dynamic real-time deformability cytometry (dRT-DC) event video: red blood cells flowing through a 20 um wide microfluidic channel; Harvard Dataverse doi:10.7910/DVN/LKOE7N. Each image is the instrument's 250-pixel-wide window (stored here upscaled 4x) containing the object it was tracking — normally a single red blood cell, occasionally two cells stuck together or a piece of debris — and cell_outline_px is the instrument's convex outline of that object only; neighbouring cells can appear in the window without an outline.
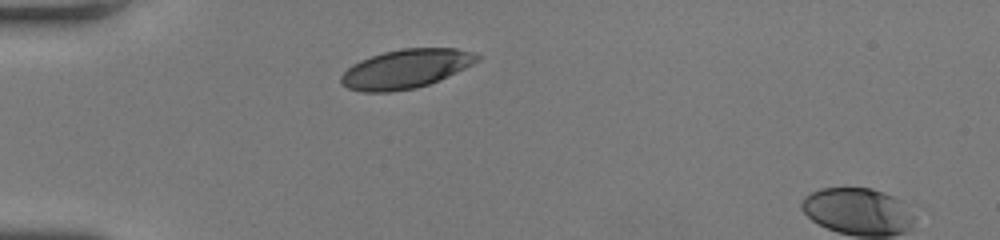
{"species": "human", "species_latin": "Homo sapiens", "temperature_condition": "room temperature", "stored_images_in_passage": 28, "camera_frame_rate_fps": 3000, "um_per_image_px": 0.085, "donor": {"sex": "female"}, "frame": {"image": 1, "passage_image": 1, "time_ms": 0.0, "image_size_px": [1000, 240], "cell_outline_px": [[480, 60], [464, 68], [428, 84], [416, 88], [388, 92], [364, 92], [348, 88], [340, 84], [340, 76], [352, 64], [360, 60], [384, 52], [404, 48], [456, 48], [480, 56]], "centroid_in_image_um": [34.44, 5.85], "position_along_channel_um": 50.6, "area_um2": 30.52}}
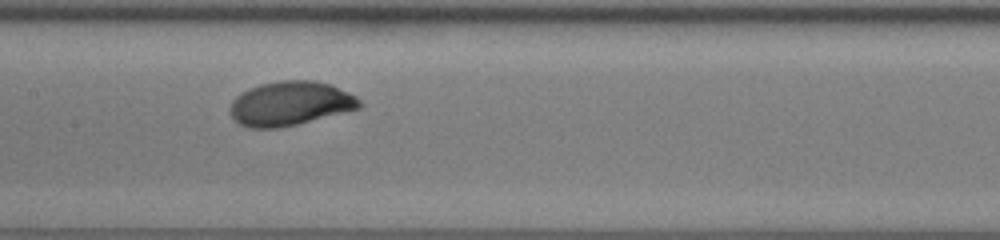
{"frame": {"image": 2, "passage_image": 12, "time_ms": 3.667, "image_size_px": [1000, 240], "cell_outline_px": [[360, 108], [296, 124], [276, 128], [248, 128], [240, 124], [228, 112], [228, 108], [232, 100], [236, 96], [260, 84], [284, 80], [312, 80], [332, 84], [356, 96], [360, 100]], "centroid_in_image_um": [24.65, 8.79], "position_along_channel_um": 182.7, "area_um2": 33.12}}
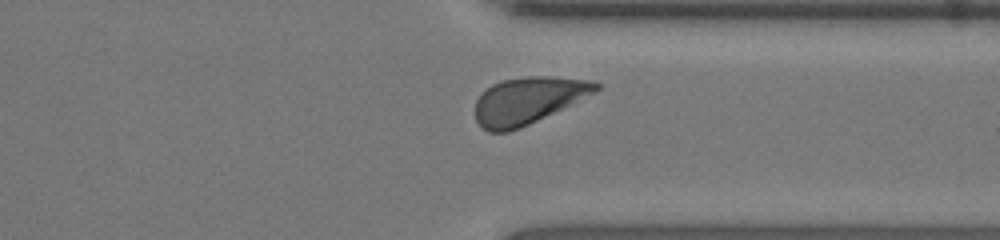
{"frame": {"image": 3, "passage_image": 25, "time_ms": 8.0, "image_size_px": [1000, 240], "cell_outline_px": [[600, 88], [596, 92], [520, 128], [508, 132], [488, 132], [476, 120], [476, 100], [492, 84], [504, 80], [528, 76], [548, 76], [592, 80], [600, 84]], "centroid_in_image_um": [44.9, 8.53], "position_along_channel_um": 366.5, "area_um2": 32.48}, "authors_computed_cell_mechanics": {"area_um2": 32.7437, "velocity_mm_per_s": 4.22, "shape_relaxation_time_tau1_ms": 1.201, "shape_relaxation_time_tau2_ms": null, "deformation_change_tau1": 0.0986, "deformation_change_tau2": null}}